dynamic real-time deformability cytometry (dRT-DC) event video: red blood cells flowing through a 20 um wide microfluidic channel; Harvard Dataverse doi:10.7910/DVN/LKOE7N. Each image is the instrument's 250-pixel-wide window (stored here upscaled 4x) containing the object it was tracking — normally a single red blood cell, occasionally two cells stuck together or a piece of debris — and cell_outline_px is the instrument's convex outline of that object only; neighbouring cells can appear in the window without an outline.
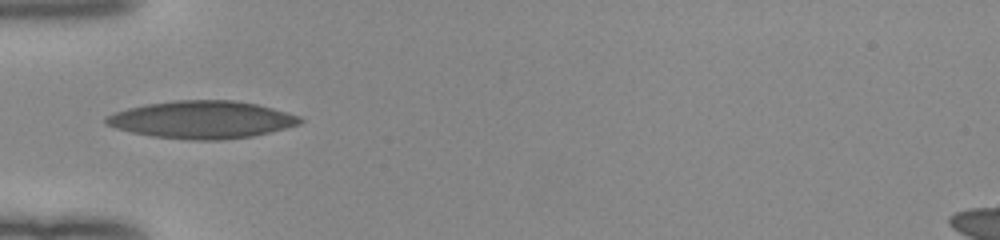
{"species": "human", "species_latin": "Homo sapiens", "temperature_condition": "room temperature", "stored_images_in_passage": 35, "camera_frame_rate_fps": 3000, "um_per_image_px": 0.085, "donor": {"sex": "female"}, "frame": {"image": 1, "passage_image": 1, "time_ms": 0.0, "image_size_px": [1000, 240], "cell_outline_px": [[304, 120], [300, 124], [252, 136], [220, 140], [192, 140], [152, 136], [132, 132], [116, 128], [104, 124], [104, 116], [128, 108], [148, 104], [176, 100], [232, 100], [256, 104], [288, 112], [300, 116]], "centroid_in_image_um": [17.15, 10.17], "position_along_channel_um": 67.8, "area_um2": 42.25}}
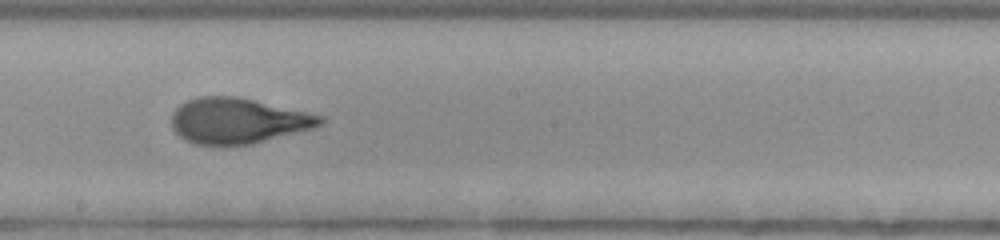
{"frame": {"image": 2, "passage_image": 13, "time_ms": 4.0, "image_size_px": [1000, 240], "cell_outline_px": [[324, 120], [320, 124], [312, 128], [252, 144], [196, 144], [184, 140], [172, 128], [172, 112], [180, 104], [188, 100], [200, 96], [236, 96], [324, 116]], "centroid_in_image_um": [20.18, 10.26], "position_along_channel_um": 228.0, "area_um2": 38.96}}
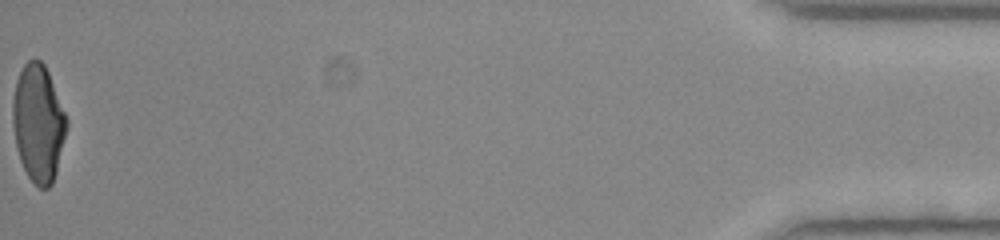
{"frame": {"image": 3, "passage_image": 35, "time_ms": 11.333, "image_size_px": [1000, 240], "cell_outline_px": [[68, 124], [56, 172], [52, 184], [48, 188], [40, 188], [28, 176], [20, 160], [16, 144], [12, 124], [12, 100], [16, 80], [24, 64], [28, 60], [40, 60], [44, 64], [48, 72], [68, 120]], "centroid_in_image_um": [3.24, 10.46], "position_along_channel_um": 432.0, "area_um2": 36.59}, "authors_computed_cell_mechanics": {"area_um2": 38.8994, "velocity_mm_per_s": 4.0374, "shape_relaxation_time_tau1_ms": 5.6502, "shape_relaxation_time_tau2_ms": 0.8431, "deformation_change_tau1": 0.2278, "deformation_change_tau2": 0.0835}}